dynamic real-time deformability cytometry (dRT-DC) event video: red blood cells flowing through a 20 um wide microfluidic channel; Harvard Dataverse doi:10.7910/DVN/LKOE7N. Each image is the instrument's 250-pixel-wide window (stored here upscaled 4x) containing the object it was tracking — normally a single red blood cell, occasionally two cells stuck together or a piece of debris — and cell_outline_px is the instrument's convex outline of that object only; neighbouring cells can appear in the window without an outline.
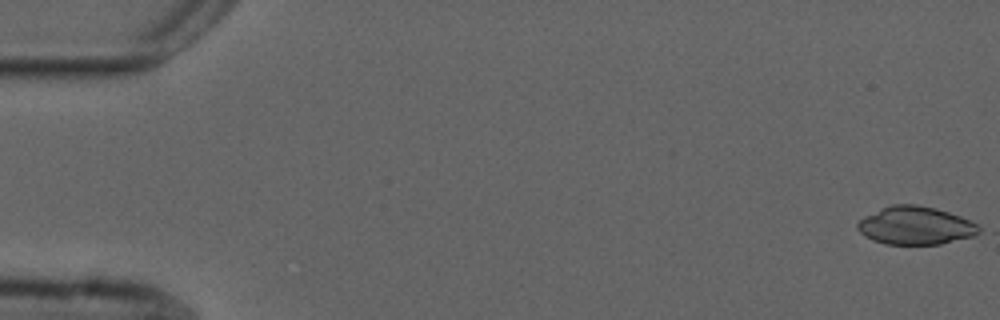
{"species": "common noctule bat (a hibernating species)", "species_latin": "Nyctalus noctula", "temperature_condition": "cold", "stored_images_in_passage": 1, "camera_frame_rate_fps": 3000, "um_per_image_px": 0.085, "animal": {"sex": "male", "forearm_length_mm": 52.5}, "frame": {"image": 1, "passage_image": 1, "time_ms": 0.0, "image_size_px": [1000, 320], "cell_outline_px": [[984, 232], [976, 236], [940, 244], [884, 244], [872, 240], [864, 236], [856, 228], [856, 224], [864, 216], [892, 204], [916, 204], [936, 208], [960, 216], [984, 228]], "centroid_in_image_um": [77.85, 19.18], "position_along_channel_um": 7.1, "area_um2": 27.22}}